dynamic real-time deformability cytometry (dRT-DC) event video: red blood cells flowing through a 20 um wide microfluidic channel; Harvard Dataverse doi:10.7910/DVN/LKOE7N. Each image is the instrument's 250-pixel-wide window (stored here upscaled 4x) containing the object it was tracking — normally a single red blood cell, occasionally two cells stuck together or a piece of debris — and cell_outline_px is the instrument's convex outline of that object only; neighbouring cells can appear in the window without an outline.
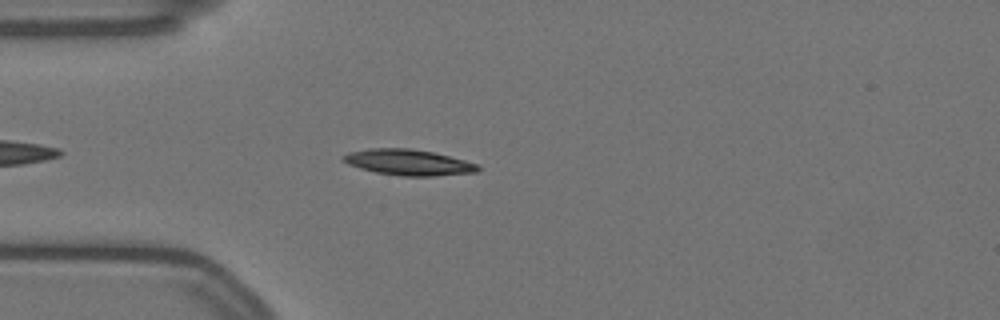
{"species": "Egyptian fruit bat (a non-hibernating species)", "species_latin": "Rousettus aegyptiacus", "temperature_condition": "warm", "stored_images_in_passage": 35, "camera_frame_rate_fps": 3000, "um_per_image_px": 0.085, "animal": {"sex": "female"}, "frame": {"image": 1, "passage_image": 5, "time_ms": 1.333, "image_size_px": [1000, 320], "cell_outline_px": [[480, 168], [476, 172], [432, 176], [400, 176], [376, 172], [360, 168], [348, 164], [340, 160], [340, 156], [348, 152], [368, 148], [408, 148], [432, 152], [480, 164]], "centroid_in_image_um": [34.66, 13.79], "position_along_channel_um": 50.3, "area_um2": 20.35}}
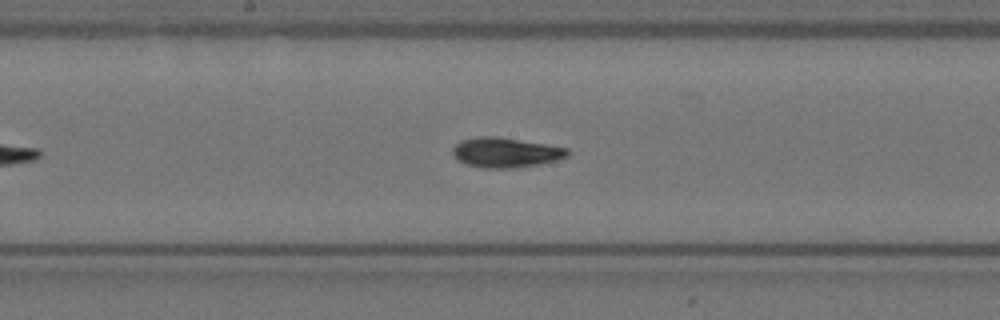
{"frame": {"image": 2, "passage_image": 19, "time_ms": 6.0, "image_size_px": [1000, 320], "cell_outline_px": [[568, 156], [556, 160], [540, 164], [512, 168], [484, 168], [468, 164], [456, 160], [452, 152], [452, 148], [460, 140], [480, 136], [496, 136], [568, 148]], "centroid_in_image_um": [42.94, 12.96], "position_along_channel_um": 205.3, "area_um2": 19.88}}
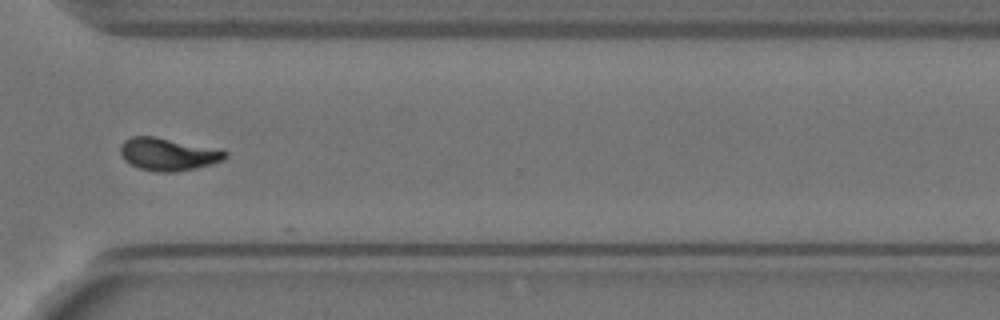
{"frame": {"image": 3, "passage_image": 32, "time_ms": 10.333, "image_size_px": [1000, 320], "cell_outline_px": [[228, 156], [224, 160], [212, 164], [196, 168], [172, 172], [156, 172], [140, 168], [124, 160], [120, 152], [120, 144], [124, 140], [132, 136], [156, 136], [220, 148], [228, 152]], "centroid_in_image_um": [14.33, 13.09], "position_along_channel_um": 356.3, "area_um2": 20.29}, "authors_computed_cell_mechanics": {"area_um2": 19.4786, "velocity_mm_per_s": 3.4913, "shape_relaxation_time_tau1_ms": null, "shape_relaxation_time_tau2_ms": 2.0068, "deformation_change_tau1": null, "deformation_change_tau2": 0.0691}}